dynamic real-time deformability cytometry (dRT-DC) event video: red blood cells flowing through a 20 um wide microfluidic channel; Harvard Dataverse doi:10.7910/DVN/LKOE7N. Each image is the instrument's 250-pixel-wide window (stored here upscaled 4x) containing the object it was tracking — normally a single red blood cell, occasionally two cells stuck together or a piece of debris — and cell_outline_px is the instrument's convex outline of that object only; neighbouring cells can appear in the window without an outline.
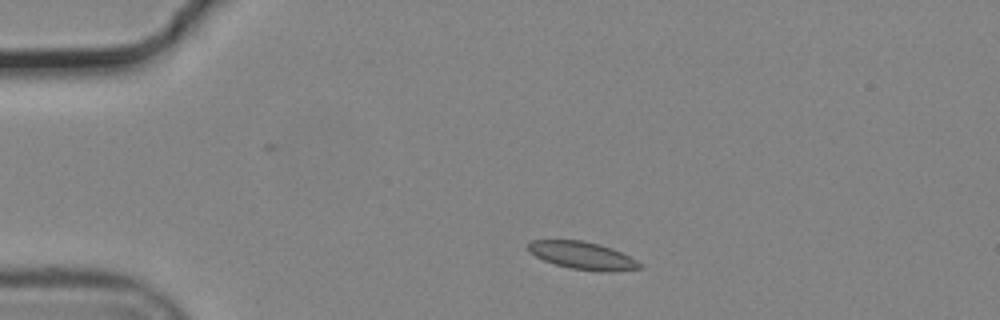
{"species": "common noctule bat (a hibernating species)", "species_latin": "Nyctalus noctula", "temperature_condition": "cold", "stored_images_in_passage": 45, "camera_frame_rate_fps": 3000, "um_per_image_px": 0.085, "animal": {"sex": "male", "body_mass_g": 19.2, "forearm_length_mm": 51.8}, "frame": {"image": 1, "passage_image": 1, "time_ms": 0.0, "image_size_px": [1000, 320], "cell_outline_px": [[644, 268], [608, 272], [600, 272], [568, 268], [544, 260], [536, 256], [528, 248], [528, 244], [532, 240], [584, 240], [600, 244], [612, 248], [644, 264]], "centroid_in_image_um": [49.57, 21.73], "position_along_channel_um": 35.4, "area_um2": 17.98}}
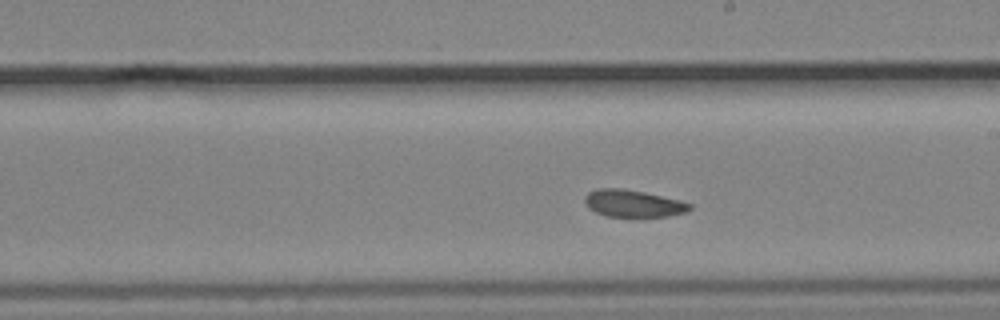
{"frame": {"image": 2, "passage_image": 21, "time_ms": 6.667, "image_size_px": [1000, 320], "cell_outline_px": [[692, 208], [688, 212], [668, 216], [632, 220], [604, 216], [588, 208], [584, 200], [584, 196], [588, 192], [596, 188], [624, 188], [644, 192], [680, 200], [692, 204]], "centroid_in_image_um": [53.82, 17.34], "position_along_channel_um": 235.2, "area_um2": 17.63}}
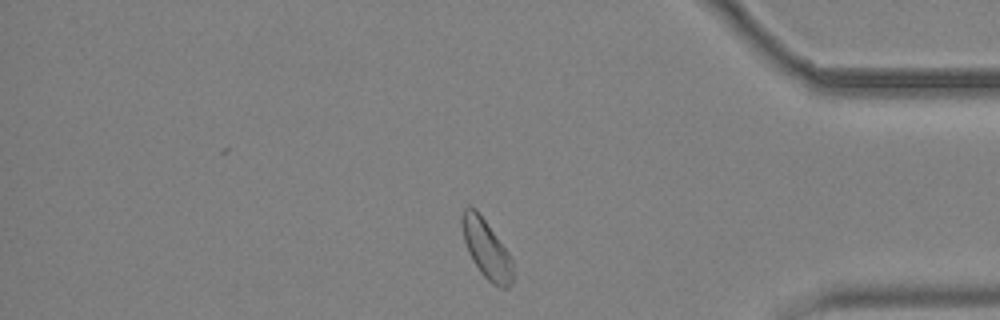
{"frame": {"image": 3, "passage_image": 36, "time_ms": 11.667, "image_size_px": [1000, 320], "cell_outline_px": [[516, 276], [512, 284], [508, 288], [500, 288], [492, 284], [480, 272], [472, 260], [468, 252], [464, 240], [460, 220], [464, 208], [476, 208], [508, 252], [512, 260]], "centroid_in_image_um": [41.38, 21.22], "position_along_channel_um": 393.8, "area_um2": 17.63}, "authors_computed_cell_mechanics": {"area_um2": 17.629, "velocity_mm_per_s": 3.6911, "shape_relaxation_time_tau1_ms": null, "shape_relaxation_time_tau2_ms": 5.9257, "deformation_change_tau1": null, "deformation_change_tau2": 0.0953}}